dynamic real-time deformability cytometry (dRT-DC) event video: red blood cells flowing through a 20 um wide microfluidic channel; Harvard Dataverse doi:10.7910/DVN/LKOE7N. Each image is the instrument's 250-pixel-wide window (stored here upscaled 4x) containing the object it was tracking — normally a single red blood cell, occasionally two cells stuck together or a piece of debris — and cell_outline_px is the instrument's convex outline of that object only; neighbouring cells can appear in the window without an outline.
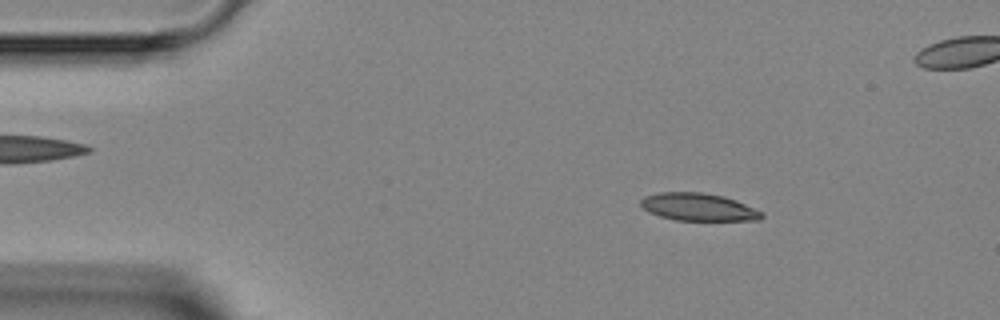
{"species": "Egyptian fruit bat (a non-hibernating species)", "species_latin": "Rousettus aegyptiacus", "temperature_condition": "room temperature", "stored_images_in_passage": 5, "camera_frame_rate_fps": 3000, "um_per_image_px": 0.085, "animal": {"sex": "female"}, "frame": {"image": 1, "passage_image": 3, "time_ms": 2.333, "image_size_px": [1000, 320], "cell_outline_px": [[764, 216], [760, 220], [676, 220], [660, 216], [648, 212], [640, 204], [640, 200], [644, 196], [660, 192], [704, 192], [724, 196], [736, 200], [764, 212]], "centroid_in_image_um": [59.38, 17.59], "position_along_channel_um": 25.6, "area_um2": 19.54}}